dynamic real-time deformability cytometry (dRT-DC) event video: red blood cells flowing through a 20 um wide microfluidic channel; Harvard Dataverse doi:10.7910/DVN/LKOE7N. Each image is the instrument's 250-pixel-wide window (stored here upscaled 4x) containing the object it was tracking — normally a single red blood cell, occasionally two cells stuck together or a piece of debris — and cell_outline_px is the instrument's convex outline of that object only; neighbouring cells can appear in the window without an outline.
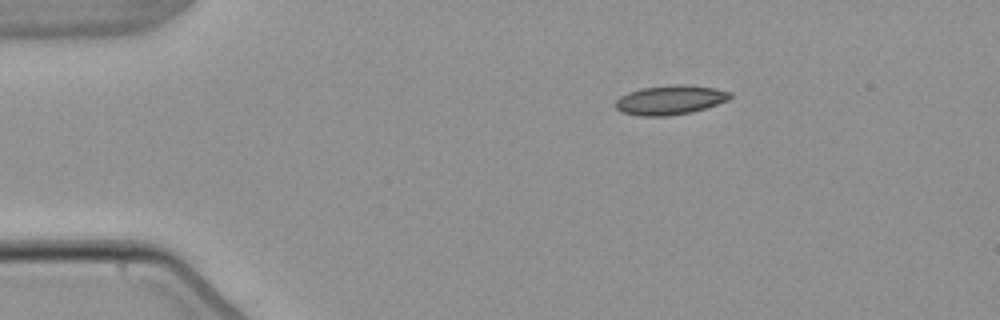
{"species": "common noctule bat (a hibernating species)", "species_latin": "Nyctalus noctula", "temperature_condition": "warm", "stored_images_in_passage": 5, "camera_frame_rate_fps": 3000, "um_per_image_px": 0.085, "animal": {"sex": "male", "body_mass_g": 21.5, "forearm_length_mm": 52.0}, "frame": {"image": 1, "passage_image": 1, "time_ms": 0.0, "image_size_px": [1000, 320], "cell_outline_px": [[732, 96], [728, 100], [692, 112], [668, 116], [640, 116], [620, 112], [616, 108], [616, 100], [620, 96], [628, 92], [640, 88], [676, 84], [684, 84], [716, 88], [732, 92]], "centroid_in_image_um": [56.96, 8.49], "position_along_channel_um": 28.0, "area_um2": 19.71}}
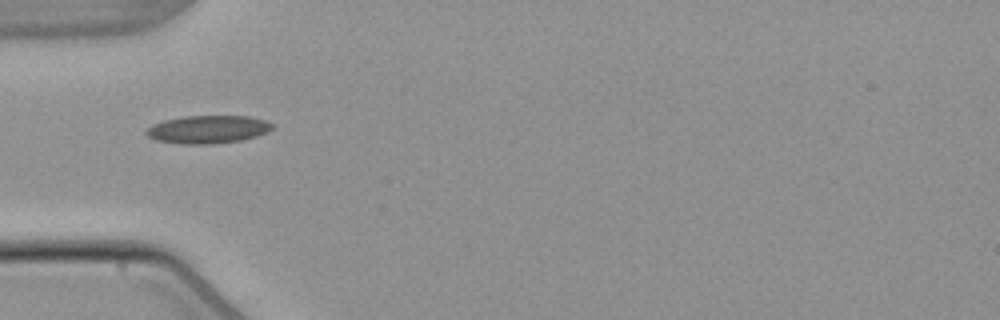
{"frame": {"image": 2, "passage_image": 3, "time_ms": 2.667, "image_size_px": [1000, 320], "cell_outline_px": [[272, 128], [268, 132], [256, 136], [240, 140], [212, 144], [184, 144], [156, 140], [148, 136], [144, 132], [152, 124], [164, 120], [184, 116], [248, 116], [264, 120], [272, 124]], "centroid_in_image_um": [17.64, 10.99], "position_along_channel_um": 67.4, "area_um2": 20.4}}
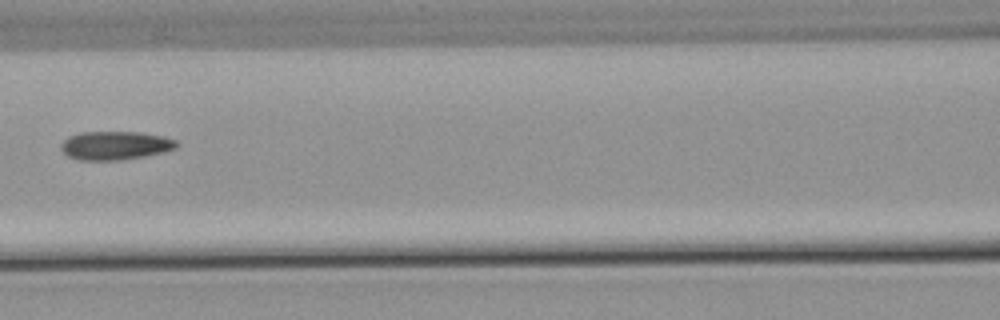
{"frame": {"image": 3, "passage_image": 5, "time_ms": 5.0, "image_size_px": [1000, 320], "cell_outline_px": [[180, 144], [176, 148], [164, 152], [144, 156], [116, 160], [80, 160], [68, 156], [60, 148], [60, 144], [68, 136], [80, 132], [140, 132], [164, 136], [176, 140]], "centroid_in_image_um": [9.8, 12.36], "position_along_channel_um": 156.8, "area_um2": 19.31}}